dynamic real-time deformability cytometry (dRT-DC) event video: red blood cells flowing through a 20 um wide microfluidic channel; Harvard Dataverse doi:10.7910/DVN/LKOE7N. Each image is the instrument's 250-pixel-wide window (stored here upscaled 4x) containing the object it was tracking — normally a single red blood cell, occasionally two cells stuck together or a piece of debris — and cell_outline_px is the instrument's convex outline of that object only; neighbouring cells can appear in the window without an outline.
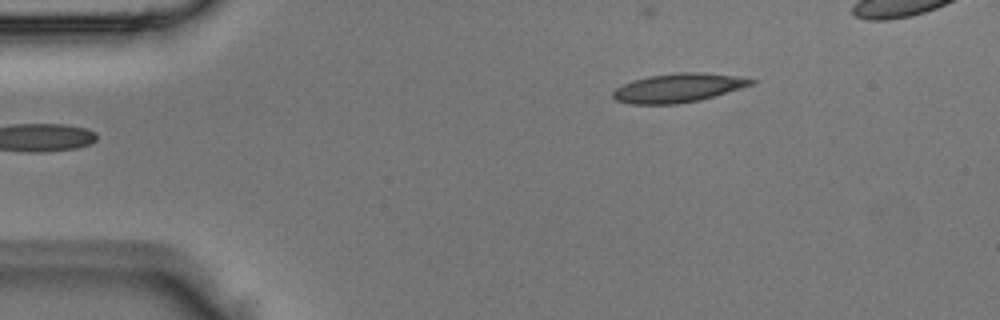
{"species": "Egyptian fruit bat (a non-hibernating species)", "species_latin": "Rousettus aegyptiacus", "temperature_condition": "room temperature", "stored_images_in_passage": 4, "camera_frame_rate_fps": 3000, "um_per_image_px": 0.085, "animal": {"sex": "male"}, "frame": {"image": 1, "passage_image": 2, "time_ms": 0.333, "image_size_px": [1000, 320], "cell_outline_px": [[756, 80], [752, 84], [740, 88], [700, 100], [676, 104], [628, 104], [616, 100], [612, 96], [612, 92], [616, 88], [632, 80], [652, 76], [680, 72], [700, 72], [732, 76]], "centroid_in_image_um": [57.58, 7.48], "position_along_channel_um": 27.4, "area_um2": 22.83}}